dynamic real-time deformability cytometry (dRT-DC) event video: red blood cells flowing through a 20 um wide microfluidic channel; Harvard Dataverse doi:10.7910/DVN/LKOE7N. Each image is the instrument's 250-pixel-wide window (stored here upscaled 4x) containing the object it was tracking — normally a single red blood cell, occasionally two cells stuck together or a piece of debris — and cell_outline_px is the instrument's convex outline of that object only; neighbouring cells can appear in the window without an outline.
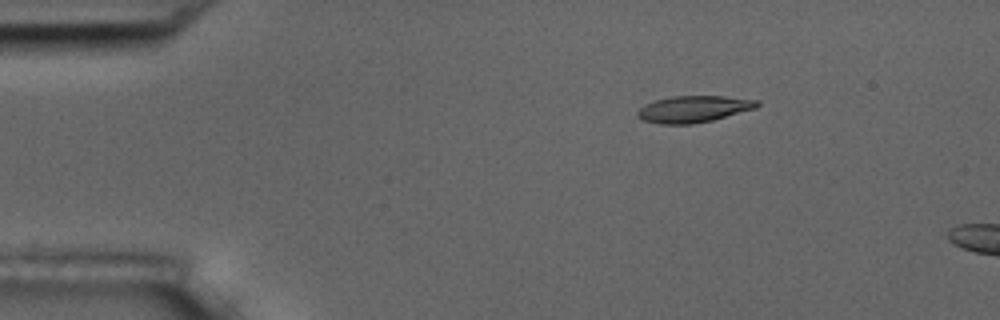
{"species": "common noctule bat (a hibernating species)", "species_latin": "Nyctalus noctula", "temperature_condition": "room temperature", "stored_images_in_passage": 5, "camera_frame_rate_fps": 3000, "um_per_image_px": 0.085, "animal": {"sex": "male", "body_mass_g": 17.5, "forearm_length_mm": 52.3}, "frame": {"image": 1, "passage_image": 3, "time_ms": 2.333, "image_size_px": [1000, 320], "cell_outline_px": [[760, 104], [756, 108], [712, 120], [692, 124], [660, 124], [644, 120], [636, 116], [636, 112], [644, 104], [656, 100], [672, 96], [724, 96], [760, 100]], "centroid_in_image_um": [58.95, 9.26], "position_along_channel_um": 26.0, "area_um2": 18.55}}